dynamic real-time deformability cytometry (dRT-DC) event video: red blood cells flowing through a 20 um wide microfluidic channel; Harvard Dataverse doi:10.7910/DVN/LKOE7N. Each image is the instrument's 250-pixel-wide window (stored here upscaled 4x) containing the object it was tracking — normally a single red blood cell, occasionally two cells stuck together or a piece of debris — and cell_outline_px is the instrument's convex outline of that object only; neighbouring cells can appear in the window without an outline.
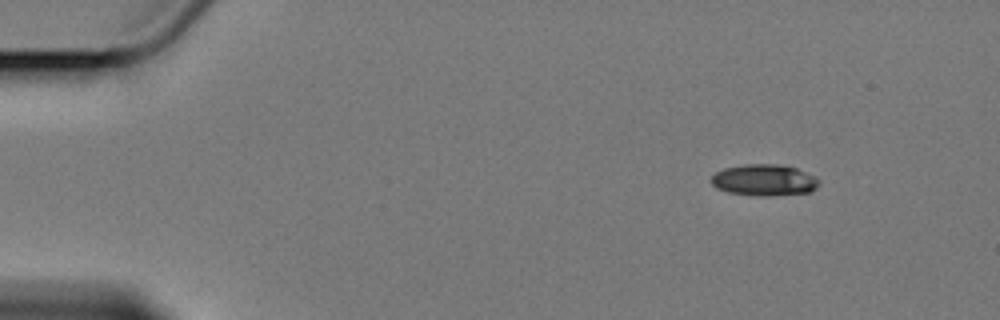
{"species": "Egyptian fruit bat (a non-hibernating species)", "species_latin": "Rousettus aegyptiacus", "temperature_condition": "cold", "stored_images_in_passage": 5, "segment_of_instrument_passage": [1, 2], "camera_frame_rate_fps": 3000, "um_per_image_px": 0.085, "animal": {"sex": "female"}, "frame": {"image": 1, "passage_image": 1, "time_ms": 0.0, "image_size_px": [1000, 320], "cell_outline_px": [[820, 184], [812, 192], [768, 196], [756, 196], [728, 192], [716, 188], [708, 180], [716, 172], [724, 168], [744, 164], [776, 164], [796, 168], [816, 176], [820, 180]], "centroid_in_image_um": [64.96, 15.31], "position_along_channel_um": 20.0, "area_um2": 20.0}}